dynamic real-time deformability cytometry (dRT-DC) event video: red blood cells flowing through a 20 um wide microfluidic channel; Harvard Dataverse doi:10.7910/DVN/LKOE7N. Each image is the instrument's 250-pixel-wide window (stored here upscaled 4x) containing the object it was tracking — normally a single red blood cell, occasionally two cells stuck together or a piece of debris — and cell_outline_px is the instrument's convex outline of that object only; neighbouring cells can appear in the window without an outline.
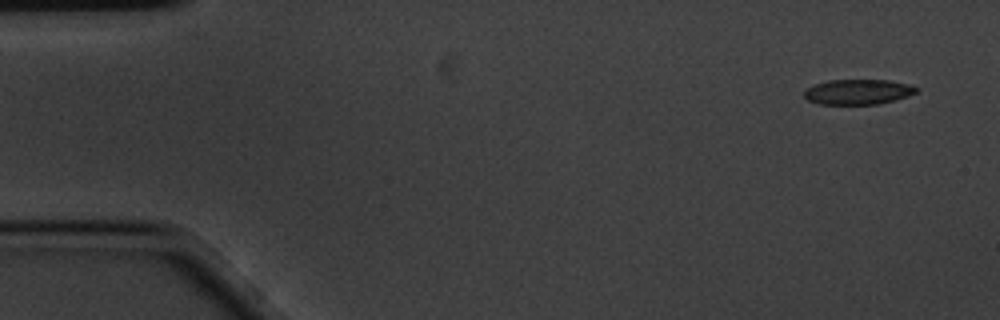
{"species": "common noctule bat (a hibernating species)", "species_latin": "Nyctalus noctula", "temperature_condition": "cold", "stored_images_in_passage": 4, "camera_frame_rate_fps": 3000, "um_per_image_px": 0.085, "animal": {"sex": "male", "body_mass_g": 20.1, "forearm_length_mm": 53.5}, "frame": {"image": 1, "passage_image": 1, "time_ms": 0.0, "image_size_px": [1000, 320], "cell_outline_px": [[920, 88], [916, 92], [908, 96], [876, 104], [820, 104], [808, 100], [804, 96], [804, 92], [808, 88], [816, 84], [828, 80], [888, 80], [908, 84]], "centroid_in_image_um": [72.94, 7.8], "position_along_channel_um": 12.1, "area_um2": 16.24}}
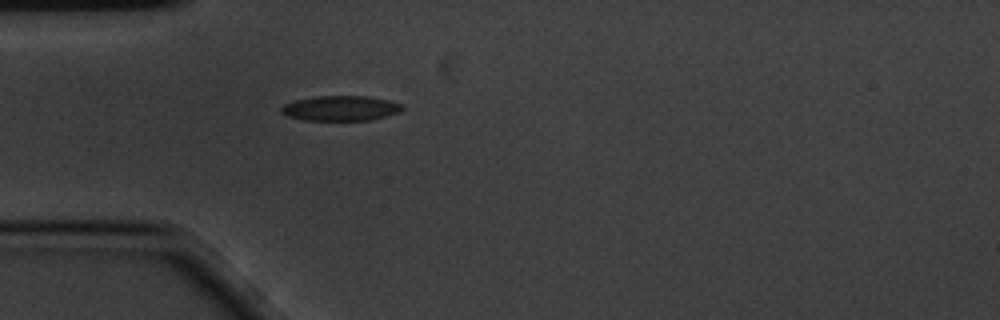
{"frame": {"image": 2, "passage_image": 4, "time_ms": 1.0, "image_size_px": [1000, 320], "cell_outline_px": [[404, 108], [400, 112], [372, 120], [304, 120], [284, 116], [280, 112], [280, 108], [284, 104], [296, 100], [316, 96], [368, 96], [388, 100], [404, 104]], "centroid_in_image_um": [28.95, 9.2], "position_along_channel_um": 56.0, "area_um2": 17.86}}